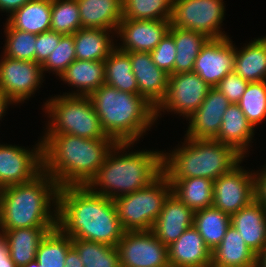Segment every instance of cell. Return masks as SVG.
<instances>
[{
  "label": "cell",
  "instance_id": "cell-39",
  "mask_svg": "<svg viewBox=\"0 0 266 267\" xmlns=\"http://www.w3.org/2000/svg\"><path fill=\"white\" fill-rule=\"evenodd\" d=\"M81 28L77 0H52L51 31L62 35L74 34Z\"/></svg>",
  "mask_w": 266,
  "mask_h": 267
},
{
  "label": "cell",
  "instance_id": "cell-17",
  "mask_svg": "<svg viewBox=\"0 0 266 267\" xmlns=\"http://www.w3.org/2000/svg\"><path fill=\"white\" fill-rule=\"evenodd\" d=\"M231 103L217 88L211 87L201 106L190 115L185 137L214 139L221 128L223 114Z\"/></svg>",
  "mask_w": 266,
  "mask_h": 267
},
{
  "label": "cell",
  "instance_id": "cell-9",
  "mask_svg": "<svg viewBox=\"0 0 266 267\" xmlns=\"http://www.w3.org/2000/svg\"><path fill=\"white\" fill-rule=\"evenodd\" d=\"M225 10L223 0H173L171 26L200 32L210 39L229 37L221 30Z\"/></svg>",
  "mask_w": 266,
  "mask_h": 267
},
{
  "label": "cell",
  "instance_id": "cell-26",
  "mask_svg": "<svg viewBox=\"0 0 266 267\" xmlns=\"http://www.w3.org/2000/svg\"><path fill=\"white\" fill-rule=\"evenodd\" d=\"M110 34L112 35L110 36ZM113 34L116 35V31L95 28L77 30L73 34L76 59L104 61L116 48V44L112 40Z\"/></svg>",
  "mask_w": 266,
  "mask_h": 267
},
{
  "label": "cell",
  "instance_id": "cell-42",
  "mask_svg": "<svg viewBox=\"0 0 266 267\" xmlns=\"http://www.w3.org/2000/svg\"><path fill=\"white\" fill-rule=\"evenodd\" d=\"M248 83V81L233 71L226 74L215 88L224 94L230 103L237 104L242 98Z\"/></svg>",
  "mask_w": 266,
  "mask_h": 267
},
{
  "label": "cell",
  "instance_id": "cell-12",
  "mask_svg": "<svg viewBox=\"0 0 266 267\" xmlns=\"http://www.w3.org/2000/svg\"><path fill=\"white\" fill-rule=\"evenodd\" d=\"M121 267H170L168 247L150 231H125L118 242Z\"/></svg>",
  "mask_w": 266,
  "mask_h": 267
},
{
  "label": "cell",
  "instance_id": "cell-16",
  "mask_svg": "<svg viewBox=\"0 0 266 267\" xmlns=\"http://www.w3.org/2000/svg\"><path fill=\"white\" fill-rule=\"evenodd\" d=\"M170 26V20L123 18L116 31L122 42L116 47L123 52H151L169 32Z\"/></svg>",
  "mask_w": 266,
  "mask_h": 267
},
{
  "label": "cell",
  "instance_id": "cell-37",
  "mask_svg": "<svg viewBox=\"0 0 266 267\" xmlns=\"http://www.w3.org/2000/svg\"><path fill=\"white\" fill-rule=\"evenodd\" d=\"M3 55L13 59L36 62V34L14 29L7 21Z\"/></svg>",
  "mask_w": 266,
  "mask_h": 267
},
{
  "label": "cell",
  "instance_id": "cell-18",
  "mask_svg": "<svg viewBox=\"0 0 266 267\" xmlns=\"http://www.w3.org/2000/svg\"><path fill=\"white\" fill-rule=\"evenodd\" d=\"M126 53L130 56L139 95L156 109L167 93L168 74L155 65L150 52Z\"/></svg>",
  "mask_w": 266,
  "mask_h": 267
},
{
  "label": "cell",
  "instance_id": "cell-27",
  "mask_svg": "<svg viewBox=\"0 0 266 267\" xmlns=\"http://www.w3.org/2000/svg\"><path fill=\"white\" fill-rule=\"evenodd\" d=\"M56 227H32L0 230L8 240L9 253L16 267L36 259L37 249L46 234Z\"/></svg>",
  "mask_w": 266,
  "mask_h": 267
},
{
  "label": "cell",
  "instance_id": "cell-41",
  "mask_svg": "<svg viewBox=\"0 0 266 267\" xmlns=\"http://www.w3.org/2000/svg\"><path fill=\"white\" fill-rule=\"evenodd\" d=\"M153 62L168 75L173 74L176 57V45L173 36L168 32L150 52Z\"/></svg>",
  "mask_w": 266,
  "mask_h": 267
},
{
  "label": "cell",
  "instance_id": "cell-11",
  "mask_svg": "<svg viewBox=\"0 0 266 267\" xmlns=\"http://www.w3.org/2000/svg\"><path fill=\"white\" fill-rule=\"evenodd\" d=\"M213 182L212 206L230 216L255 200V173L240 164Z\"/></svg>",
  "mask_w": 266,
  "mask_h": 267
},
{
  "label": "cell",
  "instance_id": "cell-28",
  "mask_svg": "<svg viewBox=\"0 0 266 267\" xmlns=\"http://www.w3.org/2000/svg\"><path fill=\"white\" fill-rule=\"evenodd\" d=\"M244 45L235 47L233 71L248 82L266 81V36Z\"/></svg>",
  "mask_w": 266,
  "mask_h": 267
},
{
  "label": "cell",
  "instance_id": "cell-38",
  "mask_svg": "<svg viewBox=\"0 0 266 267\" xmlns=\"http://www.w3.org/2000/svg\"><path fill=\"white\" fill-rule=\"evenodd\" d=\"M237 104L255 129L266 119V81L249 82Z\"/></svg>",
  "mask_w": 266,
  "mask_h": 267
},
{
  "label": "cell",
  "instance_id": "cell-33",
  "mask_svg": "<svg viewBox=\"0 0 266 267\" xmlns=\"http://www.w3.org/2000/svg\"><path fill=\"white\" fill-rule=\"evenodd\" d=\"M230 225V215L213 206L198 210L194 214L193 226L211 252L221 243Z\"/></svg>",
  "mask_w": 266,
  "mask_h": 267
},
{
  "label": "cell",
  "instance_id": "cell-6",
  "mask_svg": "<svg viewBox=\"0 0 266 267\" xmlns=\"http://www.w3.org/2000/svg\"><path fill=\"white\" fill-rule=\"evenodd\" d=\"M244 157L232 146L214 139L184 138V143L162 154L163 173L169 181L203 177L216 180Z\"/></svg>",
  "mask_w": 266,
  "mask_h": 267
},
{
  "label": "cell",
  "instance_id": "cell-29",
  "mask_svg": "<svg viewBox=\"0 0 266 267\" xmlns=\"http://www.w3.org/2000/svg\"><path fill=\"white\" fill-rule=\"evenodd\" d=\"M52 0H31L17 9L7 22L20 31L40 34L51 30Z\"/></svg>",
  "mask_w": 266,
  "mask_h": 267
},
{
  "label": "cell",
  "instance_id": "cell-44",
  "mask_svg": "<svg viewBox=\"0 0 266 267\" xmlns=\"http://www.w3.org/2000/svg\"><path fill=\"white\" fill-rule=\"evenodd\" d=\"M255 173V199L266 208V165Z\"/></svg>",
  "mask_w": 266,
  "mask_h": 267
},
{
  "label": "cell",
  "instance_id": "cell-13",
  "mask_svg": "<svg viewBox=\"0 0 266 267\" xmlns=\"http://www.w3.org/2000/svg\"><path fill=\"white\" fill-rule=\"evenodd\" d=\"M1 56L0 91L13 105L29 100L44 81L41 64Z\"/></svg>",
  "mask_w": 266,
  "mask_h": 267
},
{
  "label": "cell",
  "instance_id": "cell-34",
  "mask_svg": "<svg viewBox=\"0 0 266 267\" xmlns=\"http://www.w3.org/2000/svg\"><path fill=\"white\" fill-rule=\"evenodd\" d=\"M71 247L72 238L56 227L42 239L36 260L40 267H65V258Z\"/></svg>",
  "mask_w": 266,
  "mask_h": 267
},
{
  "label": "cell",
  "instance_id": "cell-49",
  "mask_svg": "<svg viewBox=\"0 0 266 267\" xmlns=\"http://www.w3.org/2000/svg\"><path fill=\"white\" fill-rule=\"evenodd\" d=\"M256 267H266V246L257 255V265H256Z\"/></svg>",
  "mask_w": 266,
  "mask_h": 267
},
{
  "label": "cell",
  "instance_id": "cell-19",
  "mask_svg": "<svg viewBox=\"0 0 266 267\" xmlns=\"http://www.w3.org/2000/svg\"><path fill=\"white\" fill-rule=\"evenodd\" d=\"M195 212L172 193L165 200L152 232L165 246L175 242L186 229L193 226Z\"/></svg>",
  "mask_w": 266,
  "mask_h": 267
},
{
  "label": "cell",
  "instance_id": "cell-32",
  "mask_svg": "<svg viewBox=\"0 0 266 267\" xmlns=\"http://www.w3.org/2000/svg\"><path fill=\"white\" fill-rule=\"evenodd\" d=\"M105 84L133 94H139L137 81L132 72L130 56L117 47L104 60Z\"/></svg>",
  "mask_w": 266,
  "mask_h": 267
},
{
  "label": "cell",
  "instance_id": "cell-45",
  "mask_svg": "<svg viewBox=\"0 0 266 267\" xmlns=\"http://www.w3.org/2000/svg\"><path fill=\"white\" fill-rule=\"evenodd\" d=\"M0 267H16L9 253L6 235L0 231Z\"/></svg>",
  "mask_w": 266,
  "mask_h": 267
},
{
  "label": "cell",
  "instance_id": "cell-30",
  "mask_svg": "<svg viewBox=\"0 0 266 267\" xmlns=\"http://www.w3.org/2000/svg\"><path fill=\"white\" fill-rule=\"evenodd\" d=\"M169 33L173 36L176 45L173 74L193 72L196 57L210 38L200 32L172 26Z\"/></svg>",
  "mask_w": 266,
  "mask_h": 267
},
{
  "label": "cell",
  "instance_id": "cell-7",
  "mask_svg": "<svg viewBox=\"0 0 266 267\" xmlns=\"http://www.w3.org/2000/svg\"><path fill=\"white\" fill-rule=\"evenodd\" d=\"M50 118L45 134H69L89 139H112L103 130L88 96L57 95L44 104Z\"/></svg>",
  "mask_w": 266,
  "mask_h": 267
},
{
  "label": "cell",
  "instance_id": "cell-3",
  "mask_svg": "<svg viewBox=\"0 0 266 267\" xmlns=\"http://www.w3.org/2000/svg\"><path fill=\"white\" fill-rule=\"evenodd\" d=\"M58 191L44 170L28 182L0 189V230L57 227Z\"/></svg>",
  "mask_w": 266,
  "mask_h": 267
},
{
  "label": "cell",
  "instance_id": "cell-46",
  "mask_svg": "<svg viewBox=\"0 0 266 267\" xmlns=\"http://www.w3.org/2000/svg\"><path fill=\"white\" fill-rule=\"evenodd\" d=\"M31 0H0V11L11 16L17 9L30 2Z\"/></svg>",
  "mask_w": 266,
  "mask_h": 267
},
{
  "label": "cell",
  "instance_id": "cell-36",
  "mask_svg": "<svg viewBox=\"0 0 266 267\" xmlns=\"http://www.w3.org/2000/svg\"><path fill=\"white\" fill-rule=\"evenodd\" d=\"M123 18L171 20L173 0H122Z\"/></svg>",
  "mask_w": 266,
  "mask_h": 267
},
{
  "label": "cell",
  "instance_id": "cell-22",
  "mask_svg": "<svg viewBox=\"0 0 266 267\" xmlns=\"http://www.w3.org/2000/svg\"><path fill=\"white\" fill-rule=\"evenodd\" d=\"M254 131L238 104L231 103L223 114L220 131L214 140L232 146L245 158L253 143Z\"/></svg>",
  "mask_w": 266,
  "mask_h": 267
},
{
  "label": "cell",
  "instance_id": "cell-15",
  "mask_svg": "<svg viewBox=\"0 0 266 267\" xmlns=\"http://www.w3.org/2000/svg\"><path fill=\"white\" fill-rule=\"evenodd\" d=\"M234 61L235 44L229 37L209 39L196 57L193 72L215 87L226 74L233 72Z\"/></svg>",
  "mask_w": 266,
  "mask_h": 267
},
{
  "label": "cell",
  "instance_id": "cell-43",
  "mask_svg": "<svg viewBox=\"0 0 266 267\" xmlns=\"http://www.w3.org/2000/svg\"><path fill=\"white\" fill-rule=\"evenodd\" d=\"M63 35L54 31L43 32L36 35V62L43 64Z\"/></svg>",
  "mask_w": 266,
  "mask_h": 267
},
{
  "label": "cell",
  "instance_id": "cell-40",
  "mask_svg": "<svg viewBox=\"0 0 266 267\" xmlns=\"http://www.w3.org/2000/svg\"><path fill=\"white\" fill-rule=\"evenodd\" d=\"M74 60H76L74 35H63L60 38L58 45L54 48L46 61L41 65L42 72H53V74H56L60 77L65 69Z\"/></svg>",
  "mask_w": 266,
  "mask_h": 267
},
{
  "label": "cell",
  "instance_id": "cell-21",
  "mask_svg": "<svg viewBox=\"0 0 266 267\" xmlns=\"http://www.w3.org/2000/svg\"><path fill=\"white\" fill-rule=\"evenodd\" d=\"M230 217L231 225L258 255L266 246V208L255 199Z\"/></svg>",
  "mask_w": 266,
  "mask_h": 267
},
{
  "label": "cell",
  "instance_id": "cell-5",
  "mask_svg": "<svg viewBox=\"0 0 266 267\" xmlns=\"http://www.w3.org/2000/svg\"><path fill=\"white\" fill-rule=\"evenodd\" d=\"M88 97L103 130L116 143L137 142L156 122L155 108L139 94L103 84Z\"/></svg>",
  "mask_w": 266,
  "mask_h": 267
},
{
  "label": "cell",
  "instance_id": "cell-8",
  "mask_svg": "<svg viewBox=\"0 0 266 267\" xmlns=\"http://www.w3.org/2000/svg\"><path fill=\"white\" fill-rule=\"evenodd\" d=\"M172 193L168 177L162 172L148 186L114 199L117 215L125 231H150Z\"/></svg>",
  "mask_w": 266,
  "mask_h": 267
},
{
  "label": "cell",
  "instance_id": "cell-48",
  "mask_svg": "<svg viewBox=\"0 0 266 267\" xmlns=\"http://www.w3.org/2000/svg\"><path fill=\"white\" fill-rule=\"evenodd\" d=\"M9 104L13 103L0 91V120L5 116Z\"/></svg>",
  "mask_w": 266,
  "mask_h": 267
},
{
  "label": "cell",
  "instance_id": "cell-47",
  "mask_svg": "<svg viewBox=\"0 0 266 267\" xmlns=\"http://www.w3.org/2000/svg\"><path fill=\"white\" fill-rule=\"evenodd\" d=\"M65 267H84L76 249L72 246L65 258Z\"/></svg>",
  "mask_w": 266,
  "mask_h": 267
},
{
  "label": "cell",
  "instance_id": "cell-10",
  "mask_svg": "<svg viewBox=\"0 0 266 267\" xmlns=\"http://www.w3.org/2000/svg\"><path fill=\"white\" fill-rule=\"evenodd\" d=\"M210 88L195 72L168 75L167 93L155 109L156 121L165 110L187 119L201 106Z\"/></svg>",
  "mask_w": 266,
  "mask_h": 267
},
{
  "label": "cell",
  "instance_id": "cell-2",
  "mask_svg": "<svg viewBox=\"0 0 266 267\" xmlns=\"http://www.w3.org/2000/svg\"><path fill=\"white\" fill-rule=\"evenodd\" d=\"M41 138L43 170L59 187L87 186L116 143L69 134H44Z\"/></svg>",
  "mask_w": 266,
  "mask_h": 267
},
{
  "label": "cell",
  "instance_id": "cell-14",
  "mask_svg": "<svg viewBox=\"0 0 266 267\" xmlns=\"http://www.w3.org/2000/svg\"><path fill=\"white\" fill-rule=\"evenodd\" d=\"M43 170L42 139L33 149L0 144V189L28 182Z\"/></svg>",
  "mask_w": 266,
  "mask_h": 267
},
{
  "label": "cell",
  "instance_id": "cell-35",
  "mask_svg": "<svg viewBox=\"0 0 266 267\" xmlns=\"http://www.w3.org/2000/svg\"><path fill=\"white\" fill-rule=\"evenodd\" d=\"M84 267H121L118 249L93 241L72 239Z\"/></svg>",
  "mask_w": 266,
  "mask_h": 267
},
{
  "label": "cell",
  "instance_id": "cell-20",
  "mask_svg": "<svg viewBox=\"0 0 266 267\" xmlns=\"http://www.w3.org/2000/svg\"><path fill=\"white\" fill-rule=\"evenodd\" d=\"M170 267H211V250L192 226L168 246Z\"/></svg>",
  "mask_w": 266,
  "mask_h": 267
},
{
  "label": "cell",
  "instance_id": "cell-24",
  "mask_svg": "<svg viewBox=\"0 0 266 267\" xmlns=\"http://www.w3.org/2000/svg\"><path fill=\"white\" fill-rule=\"evenodd\" d=\"M81 28L117 31L123 19L122 0H77Z\"/></svg>",
  "mask_w": 266,
  "mask_h": 267
},
{
  "label": "cell",
  "instance_id": "cell-4",
  "mask_svg": "<svg viewBox=\"0 0 266 267\" xmlns=\"http://www.w3.org/2000/svg\"><path fill=\"white\" fill-rule=\"evenodd\" d=\"M134 144L115 143L87 185L93 192L114 200L145 188L163 172L162 151L135 150L128 153L126 150Z\"/></svg>",
  "mask_w": 266,
  "mask_h": 267
},
{
  "label": "cell",
  "instance_id": "cell-31",
  "mask_svg": "<svg viewBox=\"0 0 266 267\" xmlns=\"http://www.w3.org/2000/svg\"><path fill=\"white\" fill-rule=\"evenodd\" d=\"M169 182L172 186V194L194 212L212 206L213 180L193 177Z\"/></svg>",
  "mask_w": 266,
  "mask_h": 267
},
{
  "label": "cell",
  "instance_id": "cell-50",
  "mask_svg": "<svg viewBox=\"0 0 266 267\" xmlns=\"http://www.w3.org/2000/svg\"><path fill=\"white\" fill-rule=\"evenodd\" d=\"M21 267H40V264L37 262L36 259H34L33 261Z\"/></svg>",
  "mask_w": 266,
  "mask_h": 267
},
{
  "label": "cell",
  "instance_id": "cell-1",
  "mask_svg": "<svg viewBox=\"0 0 266 267\" xmlns=\"http://www.w3.org/2000/svg\"><path fill=\"white\" fill-rule=\"evenodd\" d=\"M57 227L72 239L117 246L125 230L113 199L88 186L59 187Z\"/></svg>",
  "mask_w": 266,
  "mask_h": 267
},
{
  "label": "cell",
  "instance_id": "cell-23",
  "mask_svg": "<svg viewBox=\"0 0 266 267\" xmlns=\"http://www.w3.org/2000/svg\"><path fill=\"white\" fill-rule=\"evenodd\" d=\"M257 255L232 225L211 252V267H256Z\"/></svg>",
  "mask_w": 266,
  "mask_h": 267
},
{
  "label": "cell",
  "instance_id": "cell-25",
  "mask_svg": "<svg viewBox=\"0 0 266 267\" xmlns=\"http://www.w3.org/2000/svg\"><path fill=\"white\" fill-rule=\"evenodd\" d=\"M61 81L77 88L64 95L89 96L105 84L104 61L74 60L61 74Z\"/></svg>",
  "mask_w": 266,
  "mask_h": 267
}]
</instances>
